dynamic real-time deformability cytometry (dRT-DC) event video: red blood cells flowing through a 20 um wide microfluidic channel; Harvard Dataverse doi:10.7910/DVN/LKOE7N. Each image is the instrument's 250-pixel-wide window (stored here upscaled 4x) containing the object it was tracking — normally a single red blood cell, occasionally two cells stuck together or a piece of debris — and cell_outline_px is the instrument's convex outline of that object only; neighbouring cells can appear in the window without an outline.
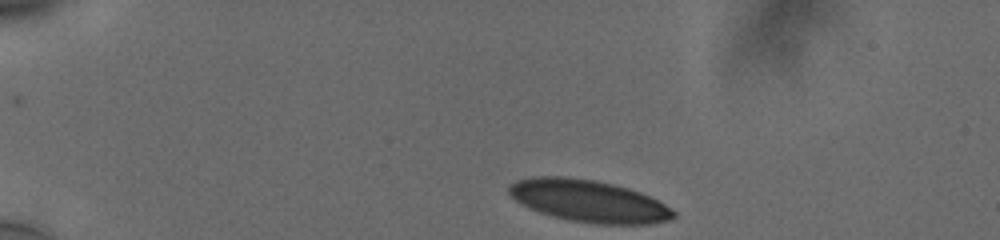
{"species": "human", "species_latin": "Homo sapiens", "temperature_condition": "cold", "stored_images_in_passage": 39, "camera_frame_rate_fps": 3000, "um_per_image_px": 0.085, "donor": {"sex": "male"}, "frame": {"image": 1, "passage_image": 1, "time_ms": 0.0, "image_size_px": [1000, 240], "cell_outline_px": [[676, 216], [668, 220], [652, 224], [596, 224], [568, 220], [552, 216], [528, 208], [516, 200], [508, 192], [508, 184], [516, 180], [536, 176], [564, 176], [596, 180], [628, 188], [640, 192], [664, 204], [676, 212]], "centroid_in_image_um": [50.01, 17.08], "position_along_channel_um": 35.0, "area_um2": 40.4}}
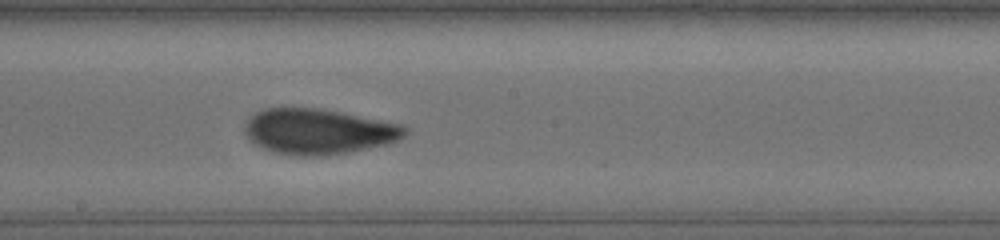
{"frame": {"image": 2, "passage_image": 22, "time_ms": 7.0, "image_size_px": [1000, 240], "cell_outline_px": [[408, 132], [404, 136], [388, 144], [348, 152], [324, 156], [296, 156], [276, 152], [264, 148], [256, 144], [244, 132], [244, 124], [256, 112], [264, 108], [316, 108], [400, 124], [408, 128]], "centroid_in_image_um": [27.06, 11.18], "position_along_channel_um": 221.1, "area_um2": 41.91}}
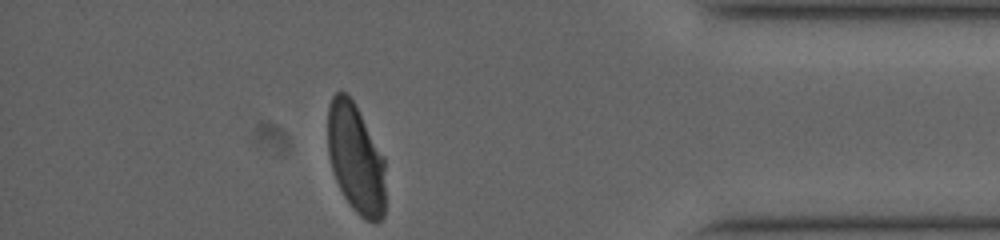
{"frame": {"image": 3, "passage_image": 39, "time_ms": 12.667, "image_size_px": [1000, 240], "cell_outline_px": [[384, 216], [376, 224], [364, 220], [348, 204], [336, 180], [328, 156], [328, 104], [332, 96], [336, 92], [348, 92], [356, 104], [384, 156]], "centroid_in_image_um": [30.24, 13.46], "position_along_channel_um": 405.0, "area_um2": 37.28}, "authors_computed_cell_mechanics": {"area_um2": 41.5004, "velocity_mm_per_s": 3.7524, "shape_relaxation_time_tau1_ms": 8.3502, "shape_relaxation_time_tau2_ms": 0.8359, "deformation_change_tau1": 0.218, "deformation_change_tau2": 0.068}}